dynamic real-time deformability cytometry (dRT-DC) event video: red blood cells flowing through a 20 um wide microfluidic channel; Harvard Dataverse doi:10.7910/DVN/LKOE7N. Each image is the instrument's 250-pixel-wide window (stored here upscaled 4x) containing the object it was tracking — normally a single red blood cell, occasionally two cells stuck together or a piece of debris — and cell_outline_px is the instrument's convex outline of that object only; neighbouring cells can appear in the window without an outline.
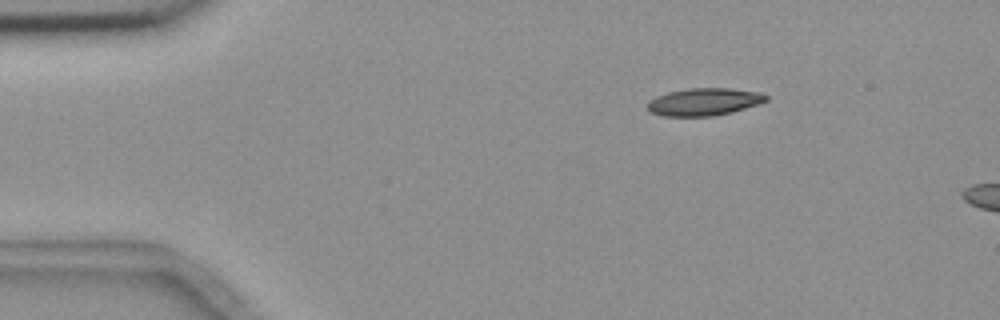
{"species": "common noctule bat (a hibernating species)", "species_latin": "Nyctalus noctula", "temperature_condition": "room temperature", "stored_images_in_passage": 2, "camera_frame_rate_fps": 3000, "um_per_image_px": 0.085, "animal": {"sex": "female", "body_mass_g": 18.4}, "frame": {"image": 1, "passage_image": 1, "time_ms": 0.0, "image_size_px": [1000, 320], "cell_outline_px": [[768, 100], [760, 104], [732, 112], [712, 116], [664, 116], [652, 112], [648, 108], [648, 100], [656, 96], [668, 92], [688, 88], [732, 88], [764, 92], [768, 96]], "centroid_in_image_um": [59.91, 8.64], "position_along_channel_um": 25.1, "area_um2": 19.19}}